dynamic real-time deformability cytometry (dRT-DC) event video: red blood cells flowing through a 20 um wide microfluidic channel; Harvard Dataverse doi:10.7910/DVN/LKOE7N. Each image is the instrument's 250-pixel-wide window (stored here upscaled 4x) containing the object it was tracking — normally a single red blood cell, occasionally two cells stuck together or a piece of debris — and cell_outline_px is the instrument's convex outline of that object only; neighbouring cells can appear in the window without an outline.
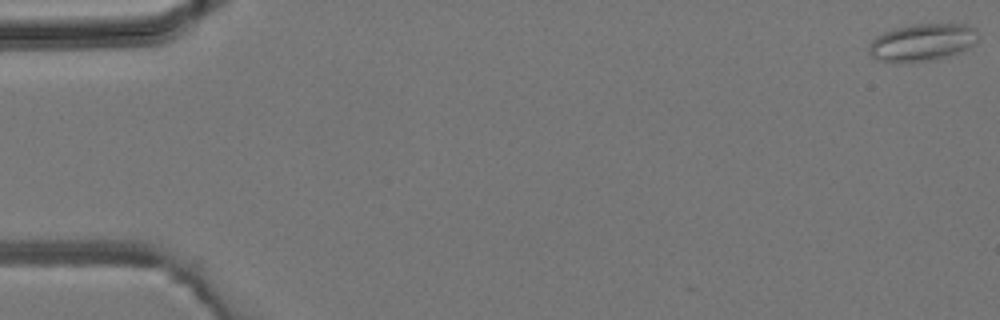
{"species": "common noctule bat (a hibernating species)", "species_latin": "Nyctalus noctula", "temperature_condition": "room temperature", "stored_images_in_passage": 8, "camera_frame_rate_fps": 3000, "um_per_image_px": 0.085, "animal": {"sex": "male", "body_mass_g": 19.2, "forearm_length_mm": 51.8}, "frame": {"image": 1, "passage_image": 1, "time_ms": 0.0, "image_size_px": [1000, 320], "cell_outline_px": [[976, 40], [968, 48], [960, 52], [948, 56], [932, 60], [876, 60], [868, 52], [868, 44], [876, 36], [884, 32], [896, 28], [916, 24], [968, 24], [976, 28]], "centroid_in_image_um": [78.39, 3.57], "position_along_channel_um": 6.6, "area_um2": 23.18}}